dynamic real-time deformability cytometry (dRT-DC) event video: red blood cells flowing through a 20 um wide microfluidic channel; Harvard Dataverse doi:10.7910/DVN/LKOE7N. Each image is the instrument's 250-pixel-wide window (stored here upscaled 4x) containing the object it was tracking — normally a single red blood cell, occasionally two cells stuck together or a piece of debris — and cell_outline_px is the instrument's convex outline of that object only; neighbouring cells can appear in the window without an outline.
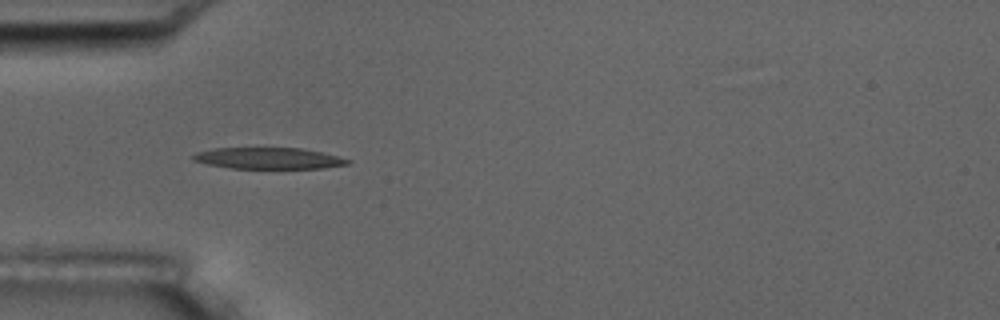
{"species": "common noctule bat (a hibernating species)", "species_latin": "Nyctalus noctula", "temperature_condition": "room temperature", "stored_images_in_passage": 9, "camera_frame_rate_fps": 3000, "um_per_image_px": 0.085, "animal": {"sex": "male", "body_mass_g": 17.5, "forearm_length_mm": 52.3}, "frame": {"image": 1, "passage_image": 4, "time_ms": 3.333, "image_size_px": [1000, 320], "cell_outline_px": [[352, 160], [348, 164], [324, 168], [232, 168], [208, 164], [192, 160], [192, 156], [196, 152], [212, 148], [300, 148], [320, 152]], "centroid_in_image_um": [22.8, 13.45], "position_along_channel_um": 62.2, "area_um2": 19.02}}
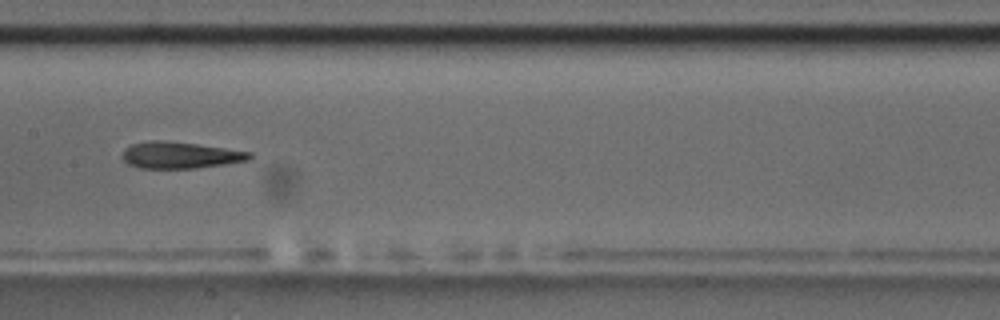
{"frame": {"image": 2, "passage_image": 7, "time_ms": 7.0, "image_size_px": [1000, 320], "cell_outline_px": [[252, 156], [248, 160], [224, 164], [196, 168], [140, 168], [128, 164], [120, 156], [124, 148], [132, 144], [148, 140], [164, 140], [196, 144], [252, 152]], "centroid_in_image_um": [15.25, 13.18], "position_along_channel_um": 192.1, "area_um2": 19.71}}
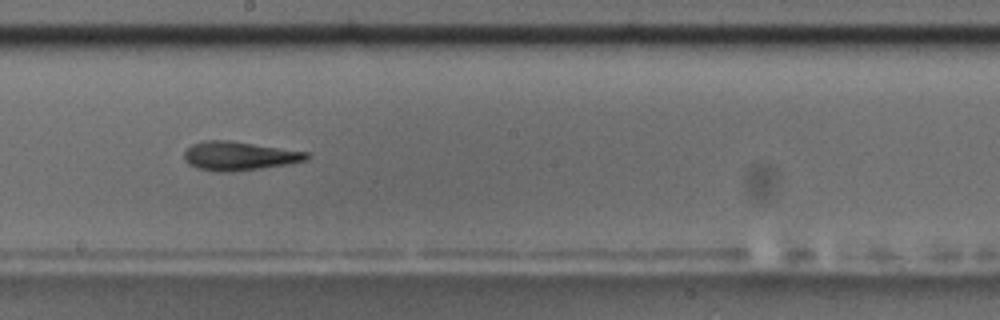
{"frame": {"image": 3, "passage_image": 8, "time_ms": 8.0, "image_size_px": [1000, 320], "cell_outline_px": [[312, 156], [308, 160], [288, 164], [232, 172], [216, 172], [196, 168], [188, 164], [184, 160], [184, 152], [192, 144], [204, 140], [228, 140], [312, 152]], "centroid_in_image_um": [20.36, 13.25], "position_along_channel_um": 227.8, "area_um2": 20.92}}